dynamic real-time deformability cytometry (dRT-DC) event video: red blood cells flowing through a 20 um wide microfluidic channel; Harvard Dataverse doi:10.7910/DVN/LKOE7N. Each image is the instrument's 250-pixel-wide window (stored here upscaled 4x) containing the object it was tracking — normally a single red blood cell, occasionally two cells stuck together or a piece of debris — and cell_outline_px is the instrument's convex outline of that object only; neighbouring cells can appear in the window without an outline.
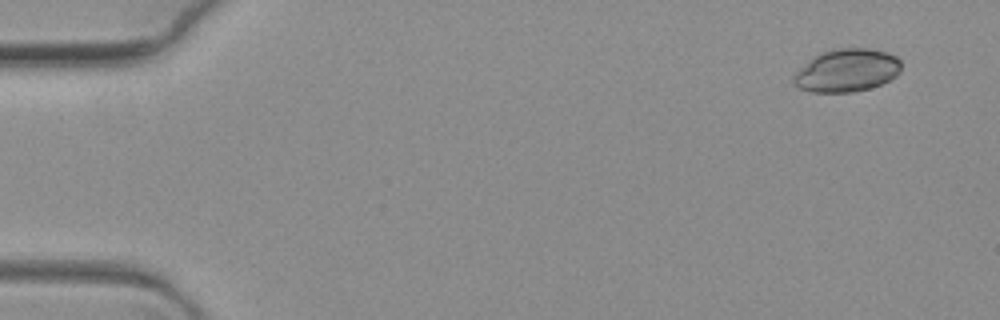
{"species": "common noctule bat (a hibernating species)", "species_latin": "Nyctalus noctula", "temperature_condition": "warm", "stored_images_in_passage": 3, "camera_frame_rate_fps": 3000, "um_per_image_px": 0.085, "animal": {"sex": "female", "body_mass_g": 19.3, "forearm_length_mm": 54.1}, "frame": {"image": 1, "passage_image": 1, "time_ms": 0.0, "image_size_px": [1000, 320], "cell_outline_px": [[900, 72], [896, 76], [880, 84], [868, 88], [852, 92], [812, 92], [800, 88], [792, 84], [792, 76], [812, 56], [820, 52], [832, 48], [868, 48], [888, 52], [896, 56], [900, 60]], "centroid_in_image_um": [71.95, 5.97], "position_along_channel_um": 13.1, "area_um2": 27.11}}